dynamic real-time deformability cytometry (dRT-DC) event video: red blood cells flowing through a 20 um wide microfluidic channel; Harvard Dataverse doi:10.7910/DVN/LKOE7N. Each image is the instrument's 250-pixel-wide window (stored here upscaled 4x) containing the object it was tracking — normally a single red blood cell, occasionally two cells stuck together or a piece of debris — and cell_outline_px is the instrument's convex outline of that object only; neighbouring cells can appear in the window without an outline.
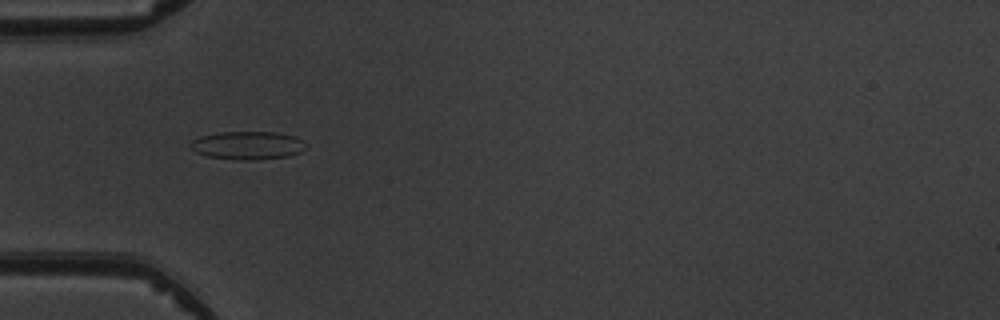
{"species": "common noctule bat (a hibernating species)", "species_latin": "Nyctalus noctula", "temperature_condition": "warm", "stored_images_in_passage": 5, "camera_frame_rate_fps": 3000, "um_per_image_px": 0.085, "animal": {"sex": "male", "body_mass_g": 19.5, "forearm_length_mm": 54.6}, "frame": {"image": 1, "passage_image": 2, "time_ms": 1.333, "image_size_px": [1000, 320], "cell_outline_px": [[304, 148], [300, 152], [288, 156], [256, 160], [240, 160], [204, 156], [188, 148], [188, 144], [192, 140], [200, 136], [220, 132], [276, 132], [296, 136], [304, 140]], "centroid_in_image_um": [21.0, 12.36], "position_along_channel_um": 64.0, "area_um2": 19.19}}
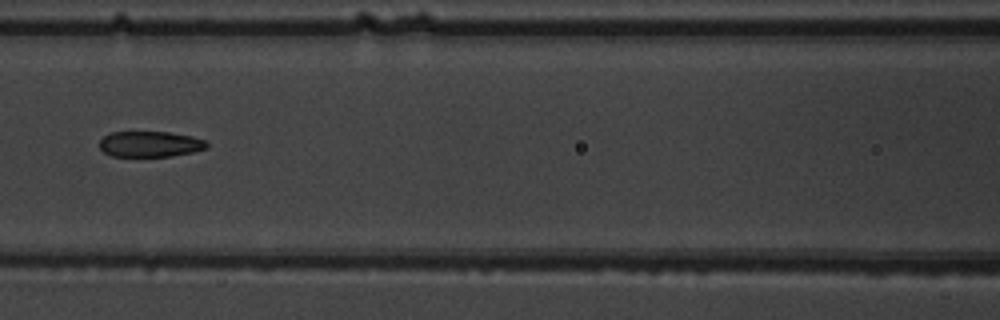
{"frame": {"image": 2, "passage_image": 4, "time_ms": 3.667, "image_size_px": [1000, 320], "cell_outline_px": [[208, 148], [192, 152], [172, 156], [112, 156], [104, 152], [100, 148], [100, 140], [104, 136], [112, 132], [168, 132], [192, 136], [204, 140], [208, 144]], "centroid_in_image_um": [12.76, 12.25], "position_along_channel_um": 153.8, "area_um2": 16.01}}
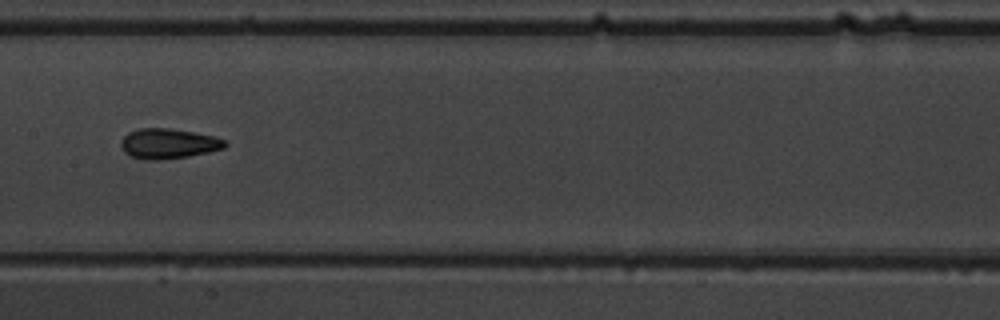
{"frame": {"image": 3, "passage_image": 5, "time_ms": 4.667, "image_size_px": [1000, 320], "cell_outline_px": [[228, 144], [224, 148], [208, 152], [188, 156], [156, 160], [144, 160], [132, 156], [124, 152], [120, 148], [120, 140], [128, 132], [140, 128], [168, 128], [192, 132], [212, 136], [224, 140]], "centroid_in_image_um": [14.26, 12.21], "position_along_channel_um": 193.1, "area_um2": 18.15}}